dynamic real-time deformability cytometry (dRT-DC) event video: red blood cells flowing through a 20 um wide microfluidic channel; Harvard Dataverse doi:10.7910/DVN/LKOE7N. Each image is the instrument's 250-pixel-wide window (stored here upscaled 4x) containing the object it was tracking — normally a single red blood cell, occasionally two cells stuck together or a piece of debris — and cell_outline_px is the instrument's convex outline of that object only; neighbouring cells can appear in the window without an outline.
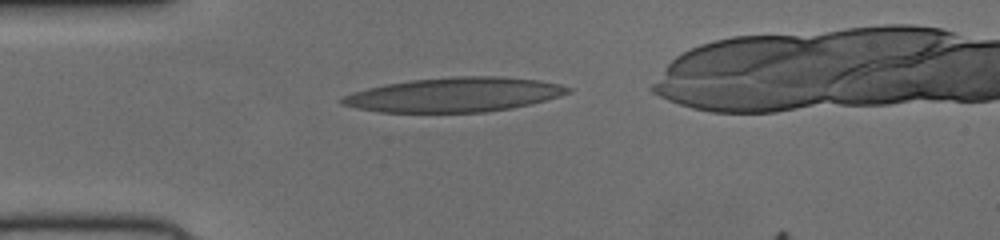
{"species": "human", "species_latin": "Homo sapiens", "temperature_condition": "cold", "stored_images_in_passage": 33, "camera_frame_rate_fps": 3000, "um_per_image_px": 0.085, "donor": {"sex": "female"}, "frame": {"image": 1, "passage_image": 1, "time_ms": 0.0, "image_size_px": [1000, 240], "cell_outline_px": [[572, 92], [560, 96], [512, 108], [484, 112], [380, 112], [356, 108], [340, 104], [340, 96], [352, 92], [384, 84], [412, 80], [452, 76], [496, 76], [540, 80], [560, 84], [572, 88]], "centroid_in_image_um": [38.59, 8.04], "position_along_channel_um": 46.4, "area_um2": 45.37}}
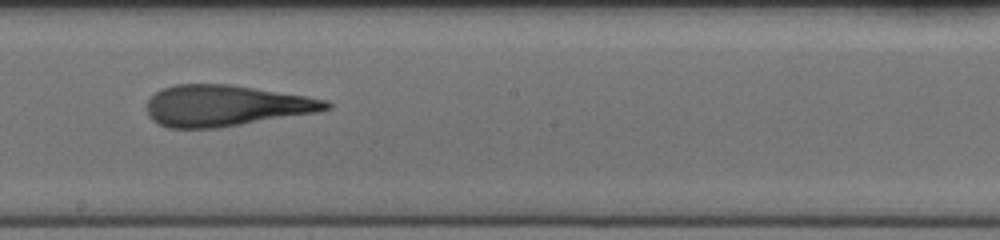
{"frame": {"image": 2, "passage_image": 16, "time_ms": 5.0, "image_size_px": [1000, 240], "cell_outline_px": [[332, 108], [316, 112], [216, 128], [168, 128], [152, 120], [148, 116], [148, 100], [156, 92], [164, 88], [176, 84], [228, 84], [308, 96], [328, 100], [332, 104]], "centroid_in_image_um": [19.19, 8.98], "position_along_channel_um": 229.0, "area_um2": 42.66}}
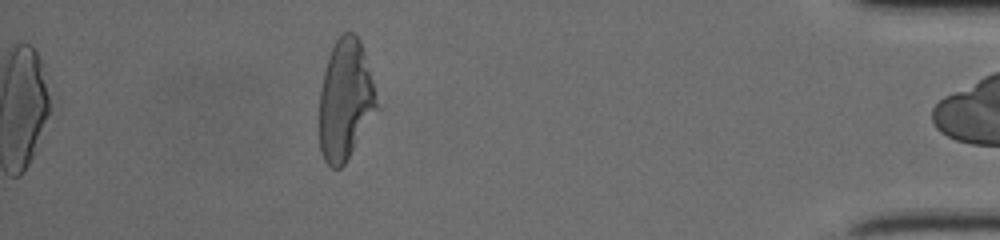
{"frame": {"image": 3, "passage_image": 33, "time_ms": 10.667, "image_size_px": [1000, 240], "cell_outline_px": [[380, 108], [344, 164], [340, 168], [332, 168], [324, 160], [320, 152], [320, 92], [324, 72], [328, 56], [332, 44], [344, 32], [352, 32], [360, 40], [364, 52]], "centroid_in_image_um": [29.36, 8.51], "position_along_channel_um": 405.8, "area_um2": 40.4}}